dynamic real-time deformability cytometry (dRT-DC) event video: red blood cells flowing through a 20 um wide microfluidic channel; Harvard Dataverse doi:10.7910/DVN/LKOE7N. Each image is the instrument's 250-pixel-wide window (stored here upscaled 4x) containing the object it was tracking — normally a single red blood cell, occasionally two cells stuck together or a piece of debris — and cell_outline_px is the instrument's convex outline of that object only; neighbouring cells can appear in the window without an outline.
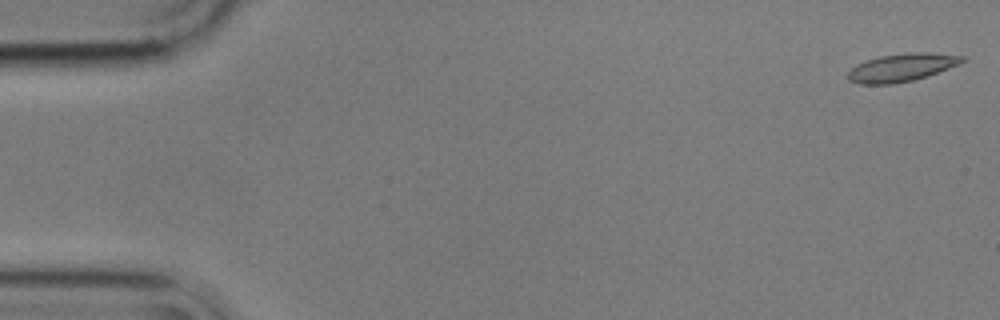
{"species": "common noctule bat (a hibernating species)", "species_latin": "Nyctalus noctula", "temperature_condition": "cold", "stored_images_in_passage": 56, "camera_frame_rate_fps": 3000, "um_per_image_px": 0.085, "animal": {"sex": "male", "body_mass_g": 17.9}, "frame": {"image": 1, "passage_image": 1, "time_ms": 0.0, "image_size_px": [1000, 320], "cell_outline_px": [[964, 60], [948, 68], [928, 76], [912, 80], [892, 84], [860, 84], [848, 80], [848, 72], [856, 64], [880, 56], [912, 52], [928, 52], [964, 56]], "centroid_in_image_um": [76.61, 5.74], "position_along_channel_um": 8.4, "area_um2": 18.32}}
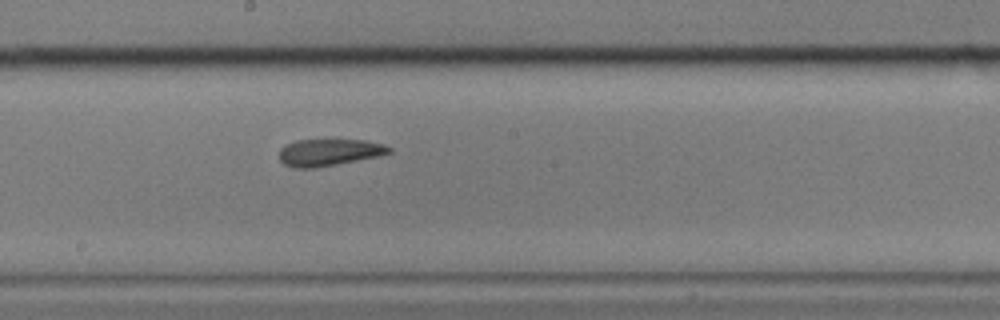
{"frame": {"image": 2, "passage_image": 30, "time_ms": 9.667, "image_size_px": [1000, 320], "cell_outline_px": [[392, 152], [380, 156], [316, 168], [296, 168], [284, 164], [280, 160], [280, 148], [296, 140], [364, 140], [384, 144], [392, 148]], "centroid_in_image_um": [28.0, 12.95], "position_along_channel_um": 220.2, "area_um2": 17.22}}
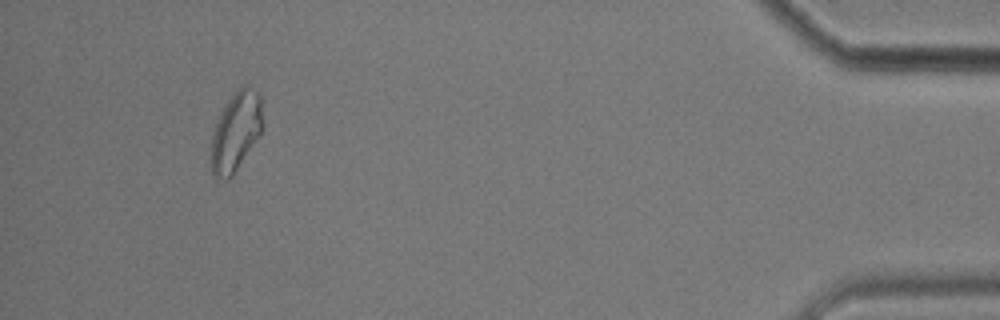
{"frame": {"image": 3, "passage_image": 52, "time_ms": 17.0, "image_size_px": [1000, 320], "cell_outline_px": [[260, 136], [232, 176], [228, 180], [224, 180], [212, 176], [212, 136], [216, 120], [220, 112], [236, 88], [240, 84], [248, 84], [260, 92]], "centroid_in_image_um": [20.03, 11.15], "position_along_channel_um": 415.2, "area_um2": 23.76}, "authors_computed_cell_mechanics": {"area_um2": 18.3804, "velocity_mm_per_s": 3.5572, "shape_relaxation_time_tau1_ms": null, "shape_relaxation_time_tau2_ms": 2.9142, "deformation_change_tau1": null, "deformation_change_tau2": 0.0995}}